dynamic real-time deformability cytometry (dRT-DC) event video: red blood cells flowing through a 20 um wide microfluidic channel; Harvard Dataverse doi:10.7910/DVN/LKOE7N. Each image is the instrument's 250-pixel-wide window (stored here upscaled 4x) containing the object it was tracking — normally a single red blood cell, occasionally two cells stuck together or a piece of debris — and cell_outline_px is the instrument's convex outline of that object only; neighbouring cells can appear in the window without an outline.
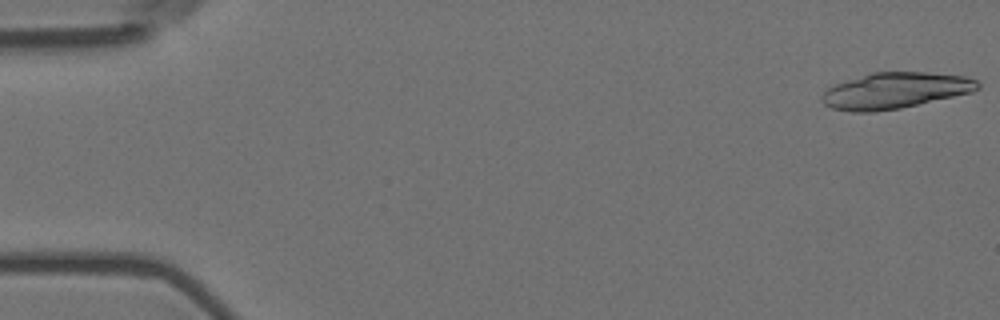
{"species": "Egyptian fruit bat (a non-hibernating species)", "species_latin": "Rousettus aegyptiacus", "temperature_condition": "room temperature", "stored_images_in_passage": 10, "camera_frame_rate_fps": 3000, "um_per_image_px": 0.085, "animal": {"sex": "female"}, "frame": {"image": 1, "passage_image": 1, "time_ms": 0.0, "image_size_px": [1000, 320], "cell_outline_px": [[980, 88], [972, 92], [900, 108], [876, 112], [852, 112], [832, 108], [824, 104], [820, 100], [820, 96], [828, 88], [836, 84], [872, 72], [924, 72], [964, 76], [976, 80], [980, 84]], "centroid_in_image_um": [76.06, 7.7], "position_along_channel_um": 8.9, "area_um2": 32.54}}
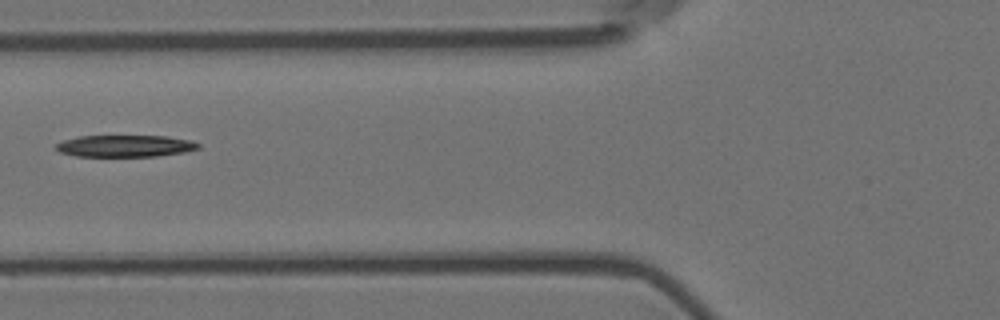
{"frame": {"image": 2, "passage_image": 7, "time_ms": 2.0, "image_size_px": [1000, 320], "cell_outline_px": [[200, 148], [184, 152], [156, 156], [76, 156], [60, 152], [56, 148], [56, 144], [64, 140], [80, 136], [168, 136], [192, 140], [200, 144]], "centroid_in_image_um": [10.68, 12.4], "position_along_channel_um": 115.1, "area_um2": 18.03}}
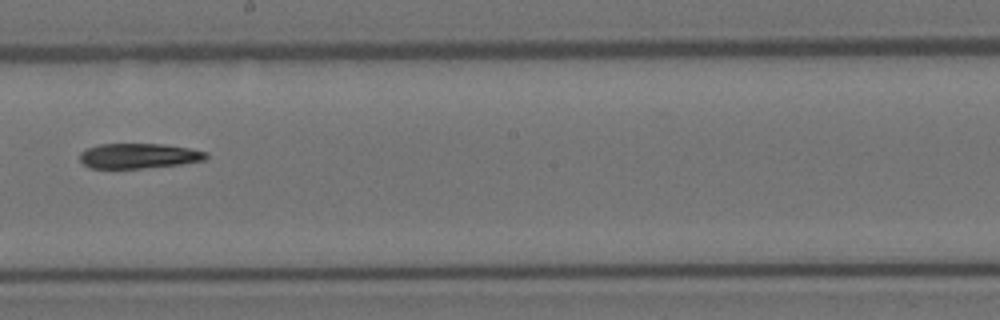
{"frame": {"image": 3, "passage_image": 10, "time_ms": 3.0, "image_size_px": [1000, 320], "cell_outline_px": [[208, 156], [204, 160], [180, 164], [144, 168], [88, 168], [80, 160], [80, 152], [88, 148], [100, 144], [164, 144], [188, 148], [208, 152]], "centroid_in_image_um": [11.79, 13.25], "position_along_channel_um": 236.4, "area_um2": 18.38}}